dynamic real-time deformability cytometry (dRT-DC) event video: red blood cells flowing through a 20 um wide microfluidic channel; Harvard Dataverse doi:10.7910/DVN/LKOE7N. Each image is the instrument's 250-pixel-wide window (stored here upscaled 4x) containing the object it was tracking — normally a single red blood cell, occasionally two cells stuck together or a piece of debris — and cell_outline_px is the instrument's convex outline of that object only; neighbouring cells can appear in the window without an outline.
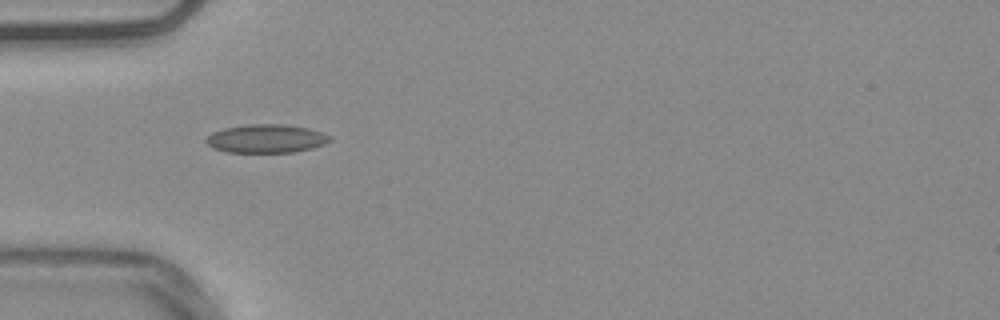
{"species": "common noctule bat (a hibernating species)", "species_latin": "Nyctalus noctula", "temperature_condition": "warm", "stored_images_in_passage": 37, "camera_frame_rate_fps": 3000, "um_per_image_px": 0.085, "animal": {"sex": "male", "body_mass_g": 20.4}, "frame": {"image": 1, "passage_image": 6, "time_ms": 1.667, "image_size_px": [1000, 320], "cell_outline_px": [[332, 140], [324, 144], [312, 148], [296, 152], [228, 152], [212, 148], [204, 140], [212, 132], [224, 128], [248, 124], [284, 124], [308, 128], [332, 136]], "centroid_in_image_um": [22.63, 11.78], "position_along_channel_um": 62.4, "area_um2": 20.58}}